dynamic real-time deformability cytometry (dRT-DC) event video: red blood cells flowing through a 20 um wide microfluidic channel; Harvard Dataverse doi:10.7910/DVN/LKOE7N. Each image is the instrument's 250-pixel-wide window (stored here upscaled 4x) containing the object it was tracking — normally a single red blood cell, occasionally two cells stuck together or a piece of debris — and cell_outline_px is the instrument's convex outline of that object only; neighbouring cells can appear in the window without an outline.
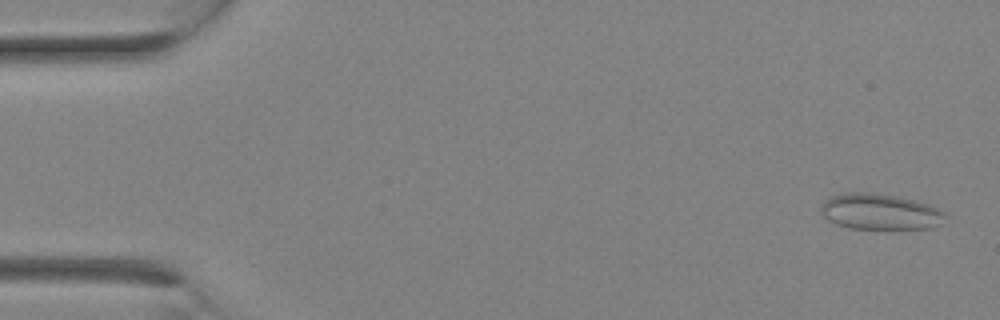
{"species": "Egyptian fruit bat (a non-hibernating species)", "species_latin": "Rousettus aegyptiacus", "temperature_condition": "room temperature", "stored_images_in_passage": 16, "camera_frame_rate_fps": 3000, "um_per_image_px": 0.085, "animal": {"sex": "female"}, "frame": {"image": 1, "passage_image": 1, "time_ms": 0.0, "image_size_px": [1000, 320], "cell_outline_px": [[944, 216], [940, 224], [932, 228], [848, 228], [836, 224], [828, 220], [824, 216], [820, 208], [832, 196], [852, 192], [868, 192], [896, 196], [928, 204], [944, 212]], "centroid_in_image_um": [74.79, 18.0], "position_along_channel_um": 10.2, "area_um2": 25.37}}
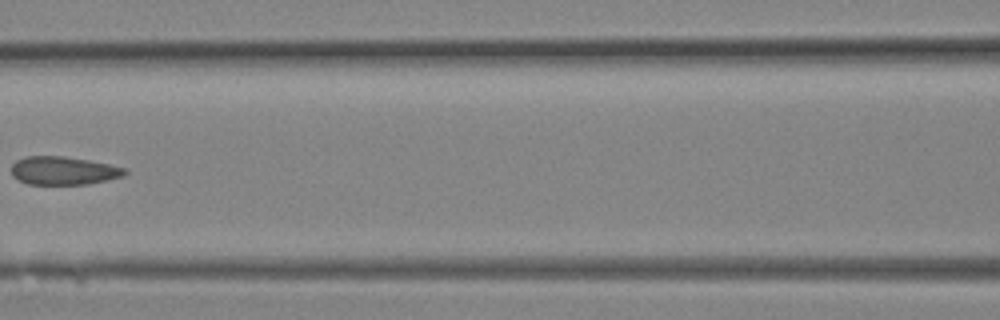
{"frame": {"image": 2, "passage_image": 12, "time_ms": 3.667, "image_size_px": [1000, 320], "cell_outline_px": [[128, 172], [124, 176], [108, 180], [88, 184], [28, 184], [12, 176], [12, 164], [16, 160], [24, 156], [64, 156], [88, 160], [128, 168]], "centroid_in_image_um": [5.42, 14.5], "position_along_channel_um": 161.2, "area_um2": 18.79}}
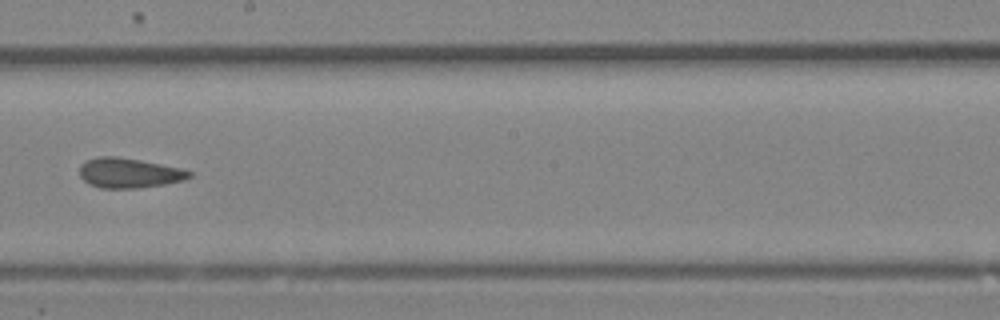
{"frame": {"image": 3, "passage_image": 15, "time_ms": 4.667, "image_size_px": [1000, 320], "cell_outline_px": [[192, 176], [184, 180], [164, 184], [136, 188], [100, 188], [88, 184], [80, 176], [80, 164], [96, 156], [116, 156], [140, 160], [180, 168], [192, 172]], "centroid_in_image_um": [10.94, 14.7], "position_along_channel_um": 237.3, "area_um2": 19.07}}